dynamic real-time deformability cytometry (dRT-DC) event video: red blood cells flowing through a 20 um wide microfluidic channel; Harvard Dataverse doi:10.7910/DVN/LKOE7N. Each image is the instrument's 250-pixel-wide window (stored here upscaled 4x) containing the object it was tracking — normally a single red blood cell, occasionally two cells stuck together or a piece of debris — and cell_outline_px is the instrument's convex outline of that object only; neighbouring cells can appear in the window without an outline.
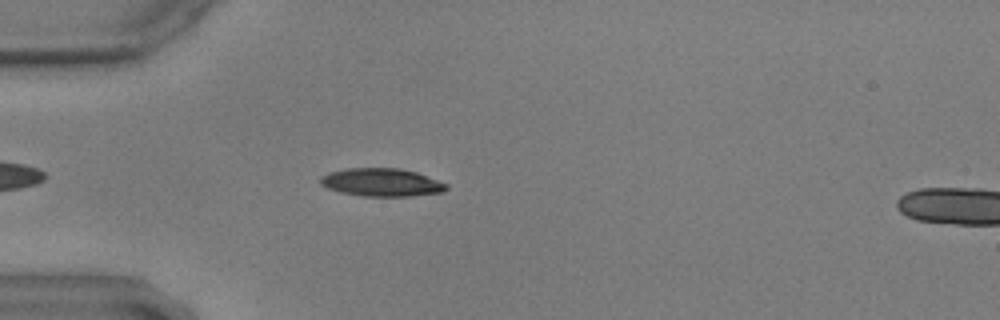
{"species": "common noctule bat (a hibernating species)", "species_latin": "Nyctalus noctula", "temperature_condition": "warm", "stored_images_in_passage": 46, "camera_frame_rate_fps": 3000, "um_per_image_px": 0.085, "animal": {"sex": "male", "body_mass_g": 17.9, "forearm_length_mm": 54.2}, "frame": {"image": 1, "passage_image": 8, "time_ms": 2.333, "image_size_px": [1000, 320], "cell_outline_px": [[448, 188], [444, 192], [408, 196], [364, 196], [340, 192], [328, 188], [320, 184], [320, 176], [328, 172], [344, 168], [400, 168], [416, 172], [448, 184]], "centroid_in_image_um": [32.42, 15.49], "position_along_channel_um": 52.6, "area_um2": 20.63}}
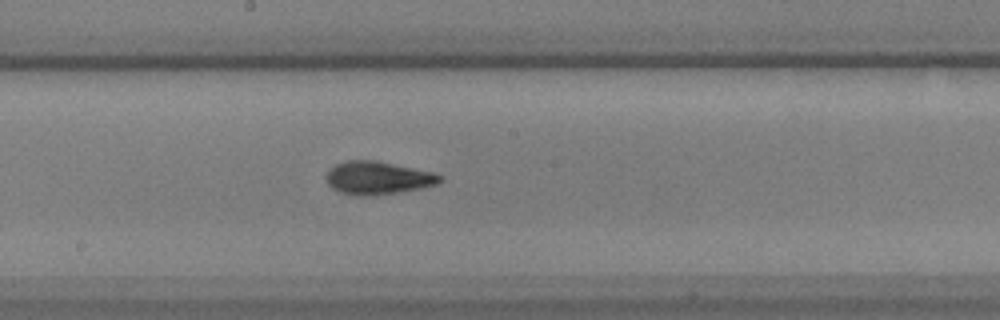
{"frame": {"image": 2, "passage_image": 23, "time_ms": 7.333, "image_size_px": [1000, 320], "cell_outline_px": [[444, 180], [436, 184], [420, 188], [396, 192], [364, 196], [356, 196], [340, 192], [332, 188], [328, 184], [324, 176], [336, 164], [348, 160], [376, 160], [432, 172], [444, 176]], "centroid_in_image_um": [32.1, 15.12], "position_along_channel_um": 216.1, "area_um2": 21.73}}
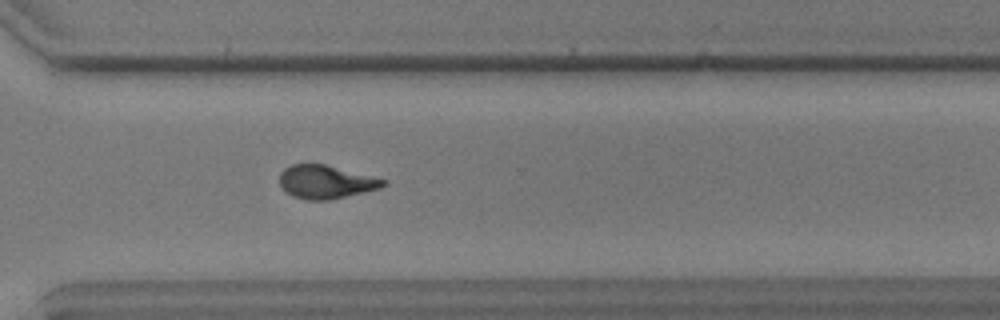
{"frame": {"image": 3, "passage_image": 34, "time_ms": 11.0, "image_size_px": [1000, 320], "cell_outline_px": [[388, 184], [380, 188], [364, 192], [328, 200], [304, 200], [292, 196], [284, 192], [280, 188], [280, 172], [284, 168], [292, 164], [324, 164], [388, 180]], "centroid_in_image_um": [27.67, 15.47], "position_along_channel_um": 342.9, "area_um2": 20.29}}